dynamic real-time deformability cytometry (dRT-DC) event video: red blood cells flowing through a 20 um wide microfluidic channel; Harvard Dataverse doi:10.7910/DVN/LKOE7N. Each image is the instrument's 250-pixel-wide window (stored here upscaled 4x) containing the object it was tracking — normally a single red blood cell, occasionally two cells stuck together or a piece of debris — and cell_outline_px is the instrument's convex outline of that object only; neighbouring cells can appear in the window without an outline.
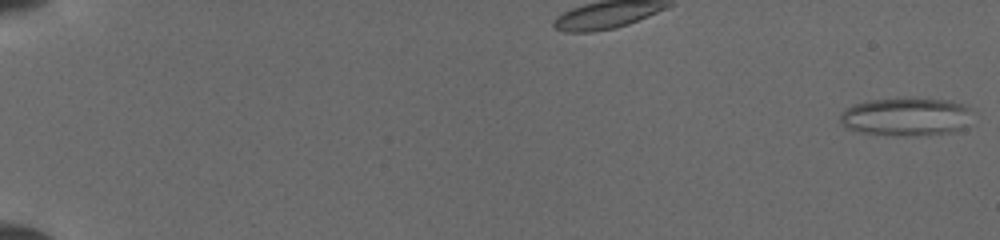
{"species": "common noctule bat (a hibernating species)", "species_latin": "Nyctalus noctula", "temperature_condition": "cold", "stored_images_in_passage": 25, "camera_frame_rate_fps": 3000, "um_per_image_px": 0.085, "animal": {"sex": "female", "body_mass_g": 19.5, "forearm_length_mm": 54.1}, "frame": {"image": 1, "passage_image": 1, "time_ms": 0.0, "image_size_px": [1000, 240], "cell_outline_px": [[968, 108], [964, 128], [952, 132], [904, 136], [856, 132], [844, 128], [840, 124], [840, 116], [852, 104], [872, 100], [952, 100], [964, 104]], "centroid_in_image_um": [76.93, 9.95], "position_along_channel_um": 8.1, "area_um2": 28.55}}
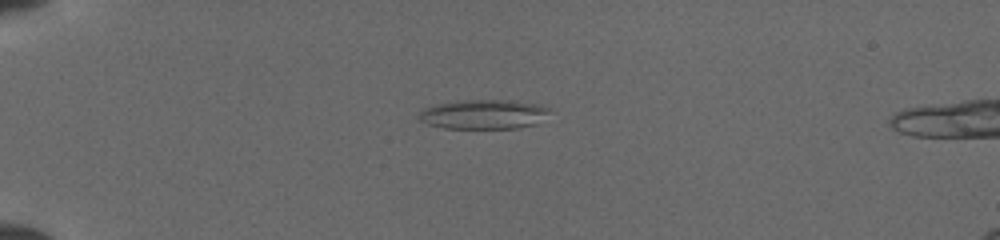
{"frame": {"image": 2, "passage_image": 15, "time_ms": 4.667, "image_size_px": [1000, 240], "cell_outline_px": [[548, 112], [536, 124], [520, 128], [444, 128], [428, 124], [420, 120], [420, 112], [424, 108], [440, 104], [472, 100], [508, 100], [536, 104], [548, 108]], "centroid_in_image_um": [41.11, 9.73], "position_along_channel_um": 43.9, "area_um2": 21.85}}
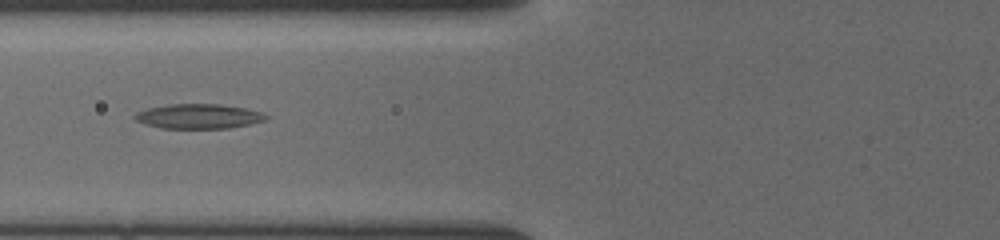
{"frame": {"image": 3, "passage_image": 24, "time_ms": 7.333, "image_size_px": [1000, 240], "cell_outline_px": [[268, 120], [228, 128], [160, 128], [144, 124], [136, 120], [132, 116], [136, 112], [148, 108], [168, 104], [220, 104], [244, 108], [264, 112], [268, 116]], "centroid_in_image_um": [16.87, 9.88], "position_along_channel_um": 108.9, "area_um2": 18.96}}